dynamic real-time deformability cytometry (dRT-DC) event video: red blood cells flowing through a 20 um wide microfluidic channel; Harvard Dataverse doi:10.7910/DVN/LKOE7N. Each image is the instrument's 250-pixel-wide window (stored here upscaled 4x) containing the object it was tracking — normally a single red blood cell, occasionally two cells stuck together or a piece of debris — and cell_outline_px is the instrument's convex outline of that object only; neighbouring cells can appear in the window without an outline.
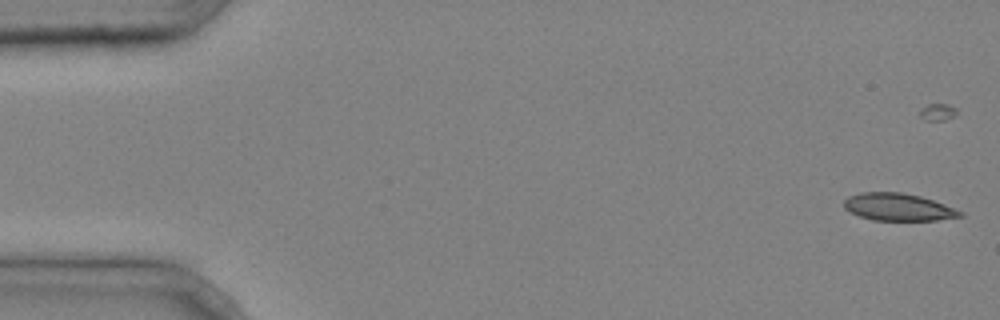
{"species": "common noctule bat (a hibernating species)", "species_latin": "Nyctalus noctula", "temperature_condition": "cold", "stored_images_in_passage": 6, "camera_frame_rate_fps": 3000, "um_per_image_px": 0.085, "animal": {"sex": "male", "body_mass_g": 20.4}, "frame": {"image": 1, "passage_image": 1, "time_ms": 0.0, "image_size_px": [1000, 320], "cell_outline_px": [[964, 216], [936, 220], [872, 220], [860, 216], [844, 208], [844, 200], [848, 196], [860, 192], [900, 192], [920, 196], [944, 204], [964, 212]], "centroid_in_image_um": [76.35, 17.59], "position_along_channel_um": 8.7, "area_um2": 18.44}}